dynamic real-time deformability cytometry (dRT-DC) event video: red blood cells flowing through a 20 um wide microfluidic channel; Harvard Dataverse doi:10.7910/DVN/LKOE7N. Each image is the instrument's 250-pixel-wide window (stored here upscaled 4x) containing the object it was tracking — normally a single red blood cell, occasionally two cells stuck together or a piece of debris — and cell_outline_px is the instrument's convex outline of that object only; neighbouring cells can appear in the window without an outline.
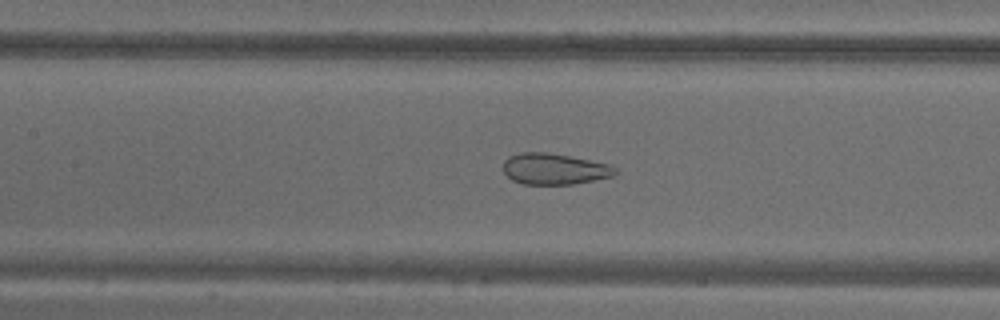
{"species": "common noctule bat (a hibernating species)", "species_latin": "Nyctalus noctula", "temperature_condition": "warm", "stored_images_in_passage": 55, "camera_frame_rate_fps": 3000, "um_per_image_px": 0.085, "animal": {"sex": "male", "body_mass_g": 18.8}, "frame": {"image": 1, "passage_image": 25, "time_ms": 8.0, "image_size_px": [1000, 320], "cell_outline_px": [[616, 172], [612, 176], [572, 184], [524, 184], [512, 180], [504, 172], [504, 160], [508, 156], [520, 152], [544, 152], [568, 156], [612, 164], [616, 168]], "centroid_in_image_um": [47.1, 14.35], "position_along_channel_um": 160.3, "area_um2": 20.17}}
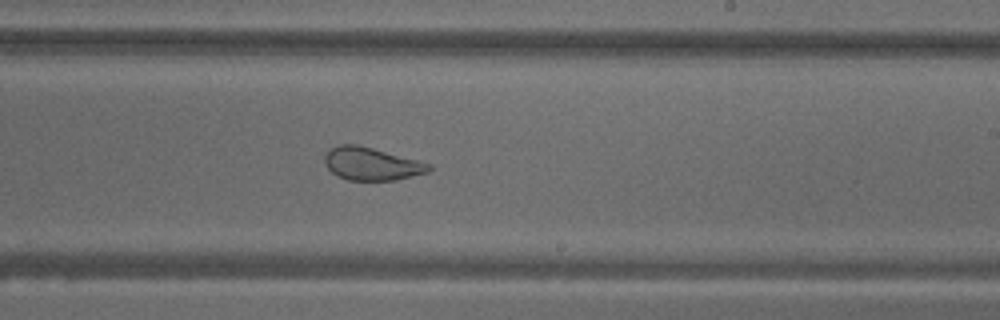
{"frame": {"image": 2, "passage_image": 33, "time_ms": 10.667, "image_size_px": [1000, 320], "cell_outline_px": [[432, 168], [428, 172], [396, 180], [348, 180], [336, 176], [324, 164], [324, 156], [332, 148], [340, 144], [356, 144], [372, 148], [432, 164]], "centroid_in_image_um": [31.57, 13.93], "position_along_channel_um": 257.4, "area_um2": 19.83}}
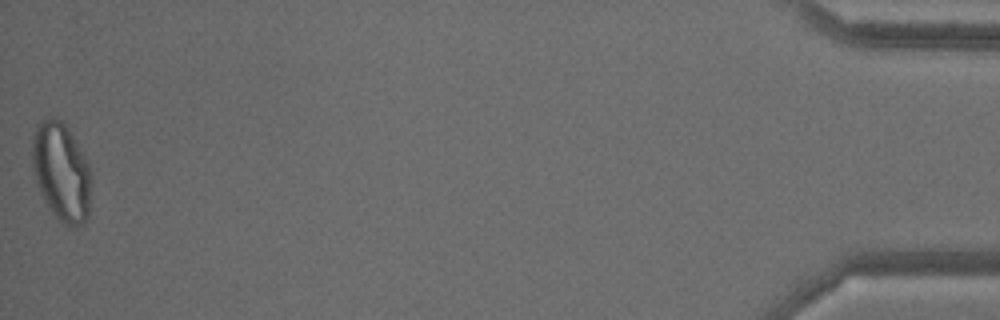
{"frame": {"image": 3, "passage_image": 55, "time_ms": 18.0, "image_size_px": [1000, 320], "cell_outline_px": [[92, 180], [88, 216], [80, 224], [72, 228], [68, 228], [48, 208], [36, 184], [32, 164], [32, 140], [36, 124], [52, 116], [60, 120], [68, 128], [88, 160]], "centroid_in_image_um": [5.22, 14.61], "position_along_channel_um": 430.0, "area_um2": 34.22}, "authors_computed_cell_mechanics": {"area_um2": 27.9752, "velocity_mm_per_s": 3.6561, "shape_relaxation_time_tau1_ms": null, "shape_relaxation_time_tau2_ms": 0.9143, "deformation_change_tau1": null, "deformation_change_tau2": 0.0831}}